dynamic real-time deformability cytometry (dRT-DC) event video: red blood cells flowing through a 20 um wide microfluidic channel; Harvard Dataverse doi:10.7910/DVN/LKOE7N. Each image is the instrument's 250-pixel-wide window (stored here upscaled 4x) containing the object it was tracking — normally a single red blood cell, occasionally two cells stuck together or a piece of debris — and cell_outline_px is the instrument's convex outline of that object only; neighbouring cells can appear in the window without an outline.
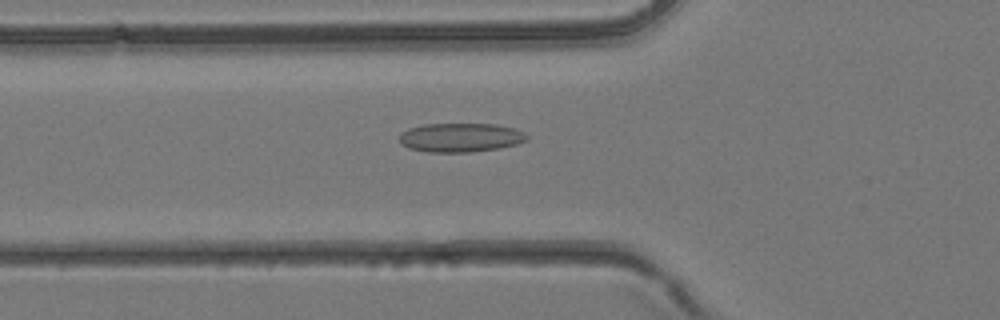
{"species": "common noctule bat (a hibernating species)", "species_latin": "Nyctalus noctula", "temperature_condition": "room temperature", "stored_images_in_passage": 40, "camera_frame_rate_fps": 3000, "um_per_image_px": 0.085, "animal": {"sex": "female", "body_mass_g": 24.6, "forearm_length_mm": 56.2}, "frame": {"image": 1, "passage_image": 14, "time_ms": 4.333, "image_size_px": [1000, 320], "cell_outline_px": [[528, 140], [516, 144], [500, 148], [468, 152], [428, 152], [408, 148], [400, 144], [400, 132], [408, 128], [424, 124], [496, 124], [516, 128], [524, 132], [528, 136]], "centroid_in_image_um": [39.14, 11.68], "position_along_channel_um": 86.7, "area_um2": 21.73}}
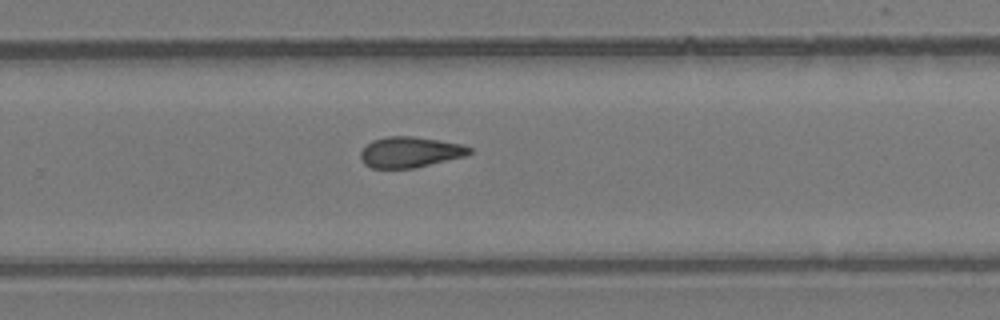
{"frame": {"image": 2, "passage_image": 26, "time_ms": 8.333, "image_size_px": [1000, 320], "cell_outline_px": [[472, 152], [464, 156], [416, 168], [372, 168], [364, 164], [360, 156], [360, 152], [372, 140], [388, 136], [412, 136], [440, 140], [464, 144], [472, 148]], "centroid_in_image_um": [34.87, 12.93], "position_along_channel_um": 294.9, "area_um2": 19.54}}
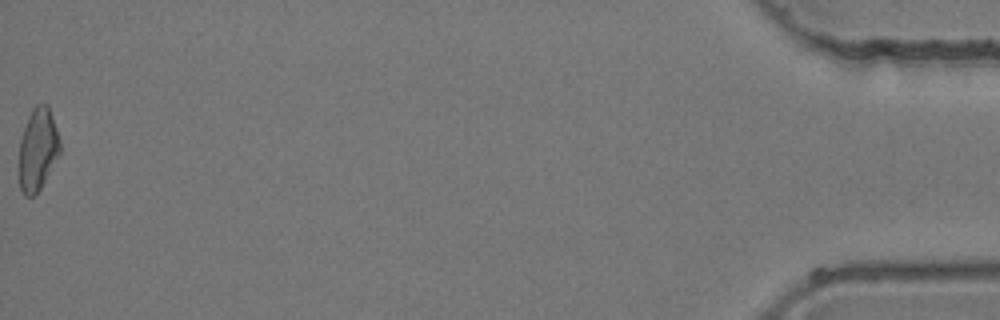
{"frame": {"image": 3, "passage_image": 40, "time_ms": 13.0, "image_size_px": [1000, 320], "cell_outline_px": [[60, 152], [36, 196], [24, 196], [20, 188], [20, 140], [28, 116], [32, 108], [36, 104], [48, 104], [60, 140]], "centroid_in_image_um": [3.21, 12.69], "position_along_channel_um": 432.0, "area_um2": 19.42}}